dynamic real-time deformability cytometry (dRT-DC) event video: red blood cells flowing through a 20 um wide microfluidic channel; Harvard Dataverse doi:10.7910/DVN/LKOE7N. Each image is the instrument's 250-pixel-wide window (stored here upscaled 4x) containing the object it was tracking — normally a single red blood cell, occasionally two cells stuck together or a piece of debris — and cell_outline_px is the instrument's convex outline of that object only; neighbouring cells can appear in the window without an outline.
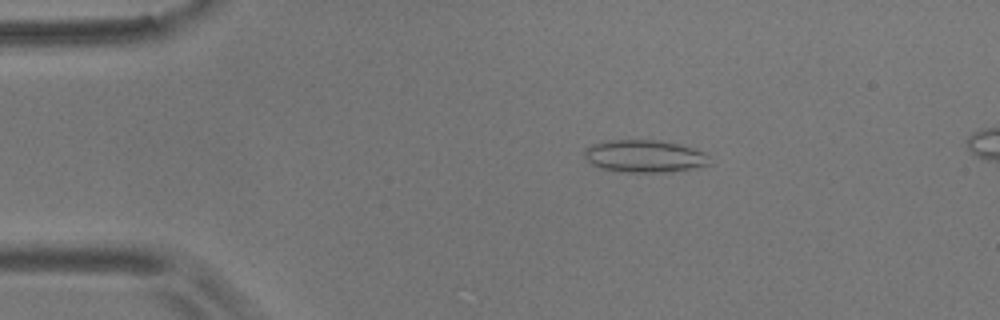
{"species": "common noctule bat (a hibernating species)", "species_latin": "Nyctalus noctula", "temperature_condition": "room temperature", "stored_images_in_passage": 57, "segment_of_instrument_passage": [1, 2], "camera_frame_rate_fps": 3000, "um_per_image_px": 0.085, "animal": {"sex": "male", "body_mass_g": 17.9}, "frame": {"image": 1, "passage_image": 10, "time_ms": 3.0, "image_size_px": [1000, 320], "cell_outline_px": [[712, 164], [672, 172], [628, 172], [600, 168], [592, 164], [584, 156], [584, 148], [600, 140], [656, 140], [680, 144], [704, 152]], "centroid_in_image_um": [54.76, 13.27], "position_along_channel_um": 30.2, "area_um2": 23.76}}
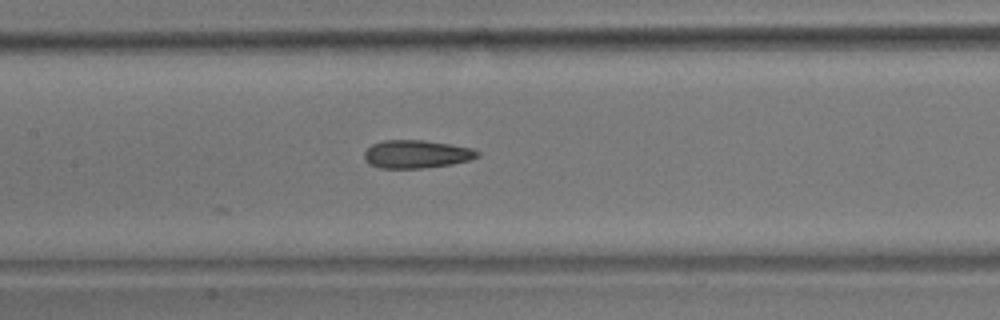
{"frame": {"image": 2, "passage_image": 26, "time_ms": 8.333, "image_size_px": [1000, 320], "cell_outline_px": [[480, 156], [468, 160], [452, 164], [424, 168], [380, 168], [368, 164], [364, 160], [364, 152], [372, 144], [384, 140], [424, 140], [472, 148], [480, 152]], "centroid_in_image_um": [35.38, 13.1], "position_along_channel_um": 172.0, "area_um2": 18.55}}
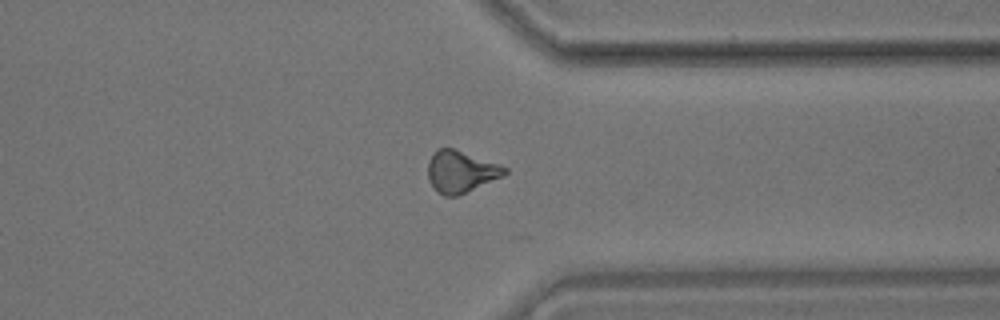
{"frame": {"image": 3, "passage_image": 43, "time_ms": 14.0, "image_size_px": [1000, 320], "cell_outline_px": [[508, 172], [504, 176], [456, 196], [444, 196], [436, 192], [428, 180], [428, 164], [436, 148], [452, 148], [500, 164], [508, 168]], "centroid_in_image_um": [39.17, 14.59], "position_along_channel_um": 372.2, "area_um2": 18.67}}